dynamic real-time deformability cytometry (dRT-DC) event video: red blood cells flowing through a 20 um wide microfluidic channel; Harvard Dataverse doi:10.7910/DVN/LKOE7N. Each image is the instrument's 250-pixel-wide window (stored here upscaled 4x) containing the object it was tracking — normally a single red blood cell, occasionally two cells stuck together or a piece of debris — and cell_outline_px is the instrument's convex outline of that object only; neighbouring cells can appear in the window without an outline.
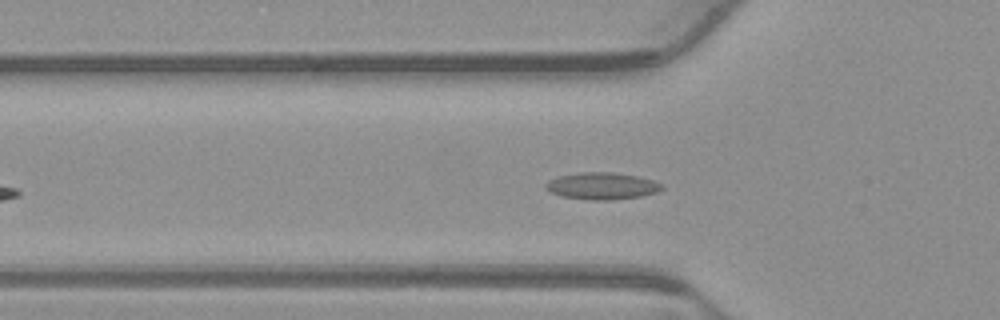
{"species": "common noctule bat (a hibernating species)", "species_latin": "Nyctalus noctula", "temperature_condition": "warm", "stored_images_in_passage": 45, "camera_frame_rate_fps": 3000, "um_per_image_px": 0.085, "animal": {"sex": "male", "body_mass_g": 23.1, "forearm_length_mm": 52.7}, "frame": {"image": 1, "passage_image": 17, "time_ms": 5.333, "image_size_px": [1000, 320], "cell_outline_px": [[664, 188], [656, 192], [640, 196], [608, 200], [588, 200], [560, 196], [544, 188], [544, 184], [548, 180], [556, 176], [580, 172], [612, 172], [636, 176], [652, 180], [660, 184]], "centroid_in_image_um": [51.09, 15.8], "position_along_channel_um": 74.7, "area_um2": 18.21}}
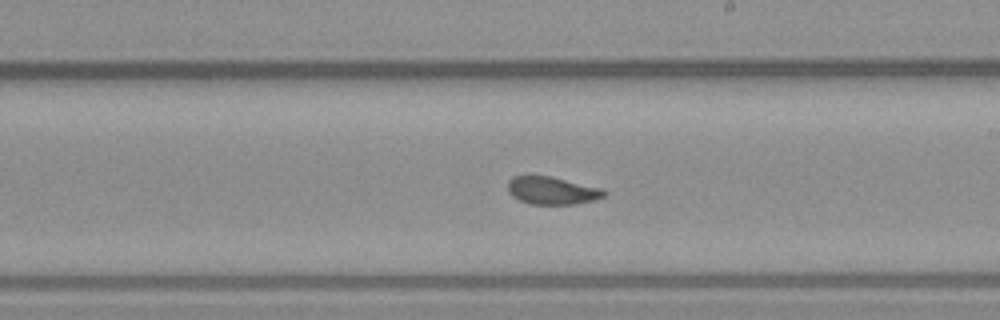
{"frame": {"image": 2, "passage_image": 30, "time_ms": 9.667, "image_size_px": [1000, 320], "cell_outline_px": [[608, 192], [604, 196], [592, 200], [576, 204], [532, 204], [520, 200], [512, 196], [508, 192], [508, 180], [512, 176], [552, 176], [604, 188]], "centroid_in_image_um": [46.95, 16.18], "position_along_channel_um": 242.0, "area_um2": 15.66}}
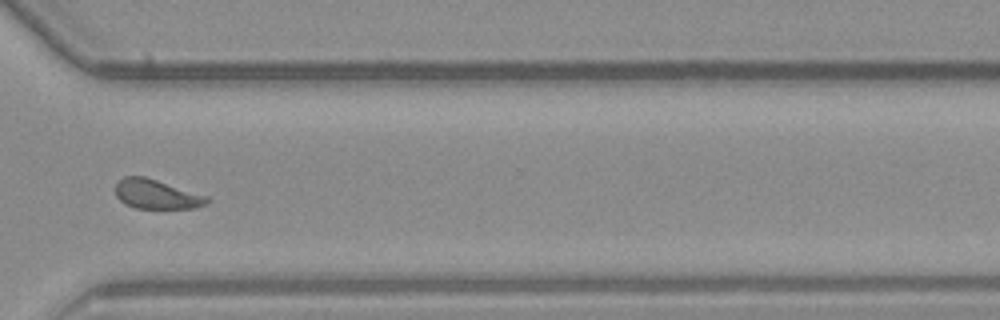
{"frame": {"image": 3, "passage_image": 39, "time_ms": 12.667, "image_size_px": [1000, 320], "cell_outline_px": [[212, 200], [208, 204], [196, 208], [136, 208], [124, 204], [116, 196], [116, 184], [124, 176], [144, 176], [208, 196]], "centroid_in_image_um": [13.34, 16.52], "position_along_channel_um": 357.3, "area_um2": 15.72}, "authors_computed_cell_mechanics": {"area_um2": 16.8776, "velocity_mm_per_s": 3.8467, "shape_relaxation_time_tau1_ms": null, "shape_relaxation_time_tau2_ms": 1.3299, "deformation_change_tau1": null, "deformation_change_tau2": 0.0741}}